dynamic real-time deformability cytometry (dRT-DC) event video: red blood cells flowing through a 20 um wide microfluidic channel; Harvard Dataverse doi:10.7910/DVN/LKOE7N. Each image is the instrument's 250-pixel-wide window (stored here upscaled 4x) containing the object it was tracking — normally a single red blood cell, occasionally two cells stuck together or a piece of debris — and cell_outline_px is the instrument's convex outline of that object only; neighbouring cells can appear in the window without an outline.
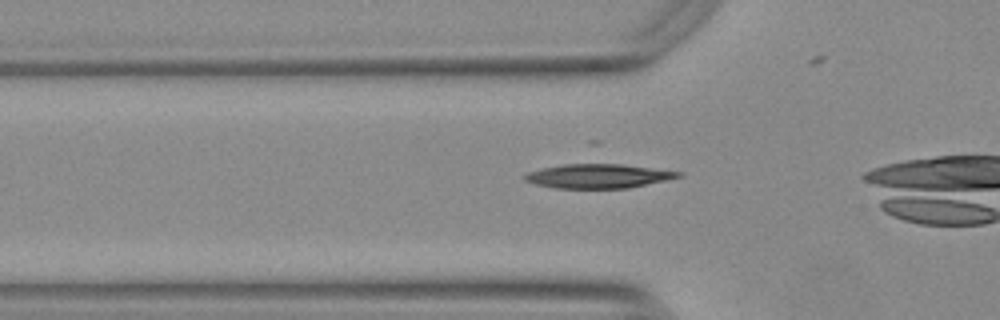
{"species": "Egyptian fruit bat (a non-hibernating species)", "species_latin": "Rousettus aegyptiacus", "temperature_condition": "warm", "stored_images_in_passage": 41, "camera_frame_rate_fps": 3000, "um_per_image_px": 0.085, "animal": {"sex": "female"}, "frame": {"image": 1, "passage_image": 15, "time_ms": 4.667, "image_size_px": [1000, 320], "cell_outline_px": [[684, 176], [628, 188], [556, 188], [536, 184], [524, 180], [520, 176], [528, 172], [540, 168], [564, 164], [592, 160], [596, 160], [684, 172]], "centroid_in_image_um": [50.84, 14.91], "position_along_channel_um": 75.0, "area_um2": 22.72}}
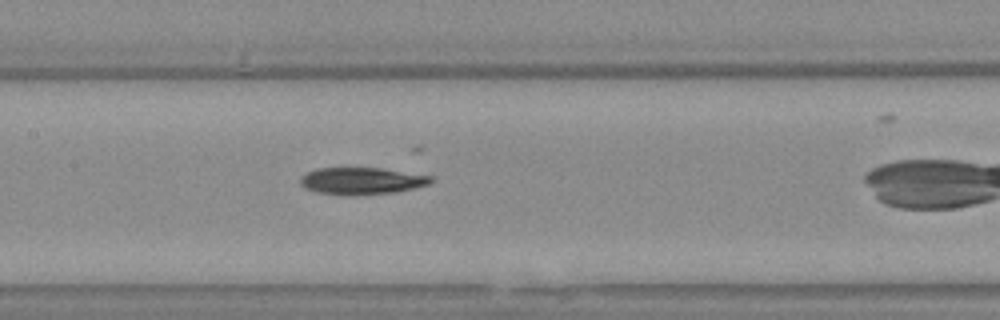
{"frame": {"image": 2, "passage_image": 23, "time_ms": 7.333, "image_size_px": [1000, 320], "cell_outline_px": [[436, 176], [428, 184], [396, 192], [352, 196], [316, 192], [304, 188], [300, 184], [300, 176], [316, 168], [384, 168]], "centroid_in_image_um": [30.74, 15.37], "position_along_channel_um": 176.7, "area_um2": 20.81}}
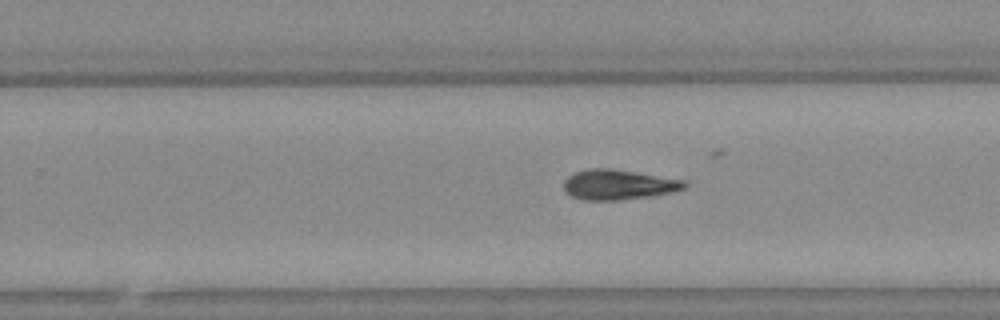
{"frame": {"image": 3, "passage_image": 31, "time_ms": 10.0, "image_size_px": [1000, 320], "cell_outline_px": [[688, 188], [672, 192], [652, 196], [616, 200], [584, 200], [572, 196], [564, 188], [564, 180], [568, 176], [576, 172], [588, 168], [612, 168], [684, 180], [688, 184]], "centroid_in_image_um": [52.6, 15.69], "position_along_channel_um": 277.2, "area_um2": 21.15}}